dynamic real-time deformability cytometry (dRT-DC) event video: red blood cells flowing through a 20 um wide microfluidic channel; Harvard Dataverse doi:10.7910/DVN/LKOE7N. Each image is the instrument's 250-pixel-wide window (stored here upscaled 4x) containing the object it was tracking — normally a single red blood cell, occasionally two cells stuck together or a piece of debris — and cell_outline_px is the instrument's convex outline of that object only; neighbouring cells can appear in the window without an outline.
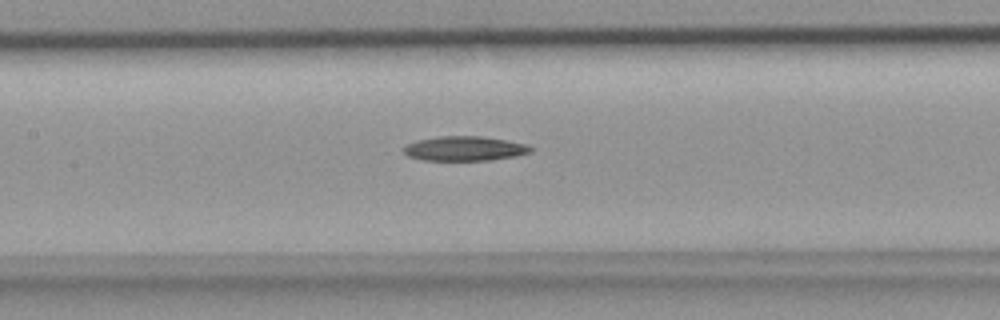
{"species": "common noctule bat (a hibernating species)", "species_latin": "Nyctalus noctula", "temperature_condition": "room temperature", "stored_images_in_passage": 32, "camera_frame_rate_fps": 3000, "um_per_image_px": 0.085, "animal": {"sex": "female", "body_mass_g": 18.4}, "frame": {"image": 1, "passage_image": 10, "time_ms": 3.0, "image_size_px": [1000, 320], "cell_outline_px": [[532, 152], [516, 156], [492, 160], [424, 160], [408, 156], [404, 152], [404, 148], [408, 144], [416, 140], [440, 136], [484, 136], [528, 144], [532, 148]], "centroid_in_image_um": [39.53, 12.62], "position_along_channel_um": 167.9, "area_um2": 18.21}}
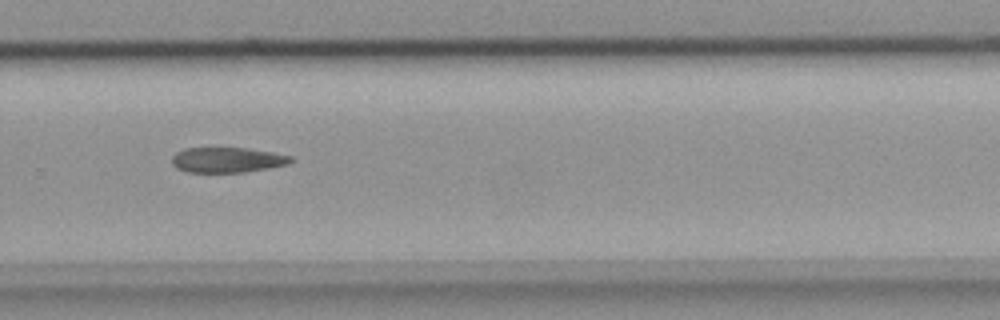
{"frame": {"image": 2, "passage_image": 19, "time_ms": 6.0, "image_size_px": [1000, 320], "cell_outline_px": [[292, 160], [288, 164], [268, 168], [244, 172], [188, 172], [176, 168], [172, 164], [172, 156], [176, 152], [184, 148], [244, 148], [272, 152], [292, 156]], "centroid_in_image_um": [19.29, 13.59], "position_along_channel_um": 310.5, "area_um2": 17.4}}
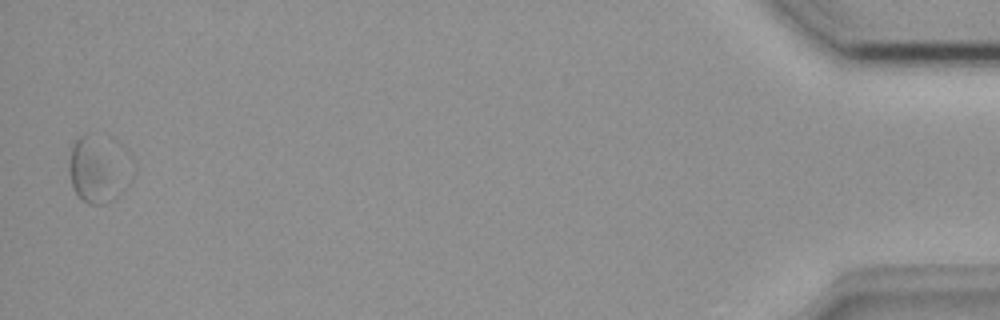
{"frame": {"image": 3, "passage_image": 32, "time_ms": 10.333, "image_size_px": [1000, 320], "cell_outline_px": [[112, 200], [104, 204], [88, 204], [80, 200], [76, 196], [72, 184], [68, 168], [68, 164], [72, 144], [80, 136], [88, 132], [104, 168]], "centroid_in_image_um": [7.48, 14.67], "position_along_channel_um": 427.7, "area_um2": 14.97}}